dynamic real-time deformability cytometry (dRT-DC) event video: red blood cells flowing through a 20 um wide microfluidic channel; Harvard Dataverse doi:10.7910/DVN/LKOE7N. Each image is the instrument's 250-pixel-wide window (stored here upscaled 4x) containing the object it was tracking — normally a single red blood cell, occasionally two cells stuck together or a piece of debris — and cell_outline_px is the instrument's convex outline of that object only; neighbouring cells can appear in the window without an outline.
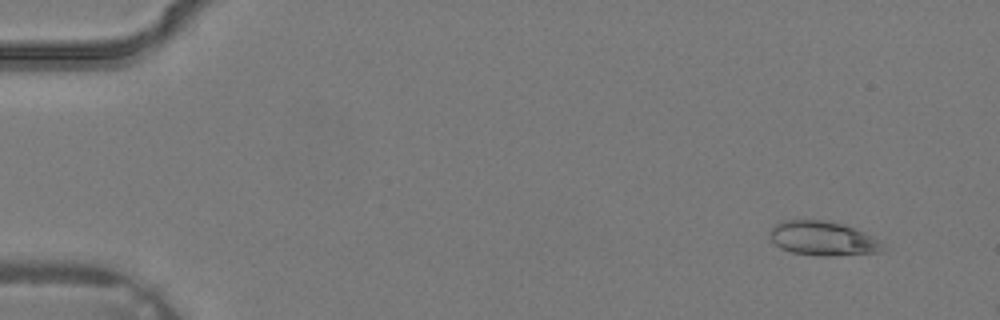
{"species": "common noctule bat (a hibernating species)", "species_latin": "Nyctalus noctula", "temperature_condition": "warm", "stored_images_in_passage": 3, "camera_frame_rate_fps": 3000, "um_per_image_px": 0.085, "animal": {"sex": "male", "body_mass_g": 19.2, "forearm_length_mm": 51.8}, "frame": {"image": 1, "passage_image": 1, "time_ms": 0.0, "image_size_px": [1000, 320], "cell_outline_px": [[884, 248], [880, 252], [832, 256], [820, 256], [792, 252], [780, 248], [768, 236], [772, 228], [780, 220], [824, 220], [844, 224], [864, 232], [872, 236]], "centroid_in_image_um": [69.9, 20.26], "position_along_channel_um": 15.1, "area_um2": 22.43}}